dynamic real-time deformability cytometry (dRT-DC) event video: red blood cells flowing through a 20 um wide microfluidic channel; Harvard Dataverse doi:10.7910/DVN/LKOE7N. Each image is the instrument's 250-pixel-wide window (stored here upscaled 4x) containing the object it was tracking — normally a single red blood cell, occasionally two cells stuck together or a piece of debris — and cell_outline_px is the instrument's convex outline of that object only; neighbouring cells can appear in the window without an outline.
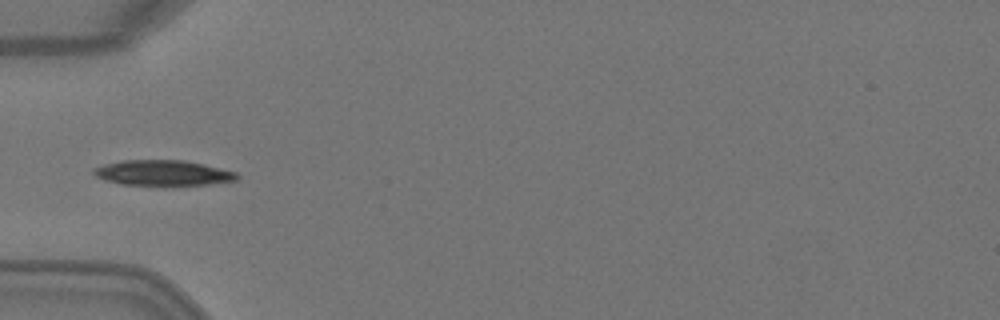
{"species": "Egyptian fruit bat (a non-hibernating species)", "species_latin": "Rousettus aegyptiacus", "temperature_condition": "warm", "stored_images_in_passage": 4, "camera_frame_rate_fps": 3000, "um_per_image_px": 0.085, "animal": {"sex": "female"}, "frame": {"image": 1, "passage_image": 4, "time_ms": 1.0, "image_size_px": [1000, 320], "cell_outline_px": [[240, 176], [236, 180], [208, 184], [120, 184], [104, 180], [96, 176], [92, 172], [92, 168], [104, 164], [120, 160], [184, 160], [204, 164], [236, 172]], "centroid_in_image_um": [13.81, 14.67], "position_along_channel_um": 71.2, "area_um2": 20.92}}